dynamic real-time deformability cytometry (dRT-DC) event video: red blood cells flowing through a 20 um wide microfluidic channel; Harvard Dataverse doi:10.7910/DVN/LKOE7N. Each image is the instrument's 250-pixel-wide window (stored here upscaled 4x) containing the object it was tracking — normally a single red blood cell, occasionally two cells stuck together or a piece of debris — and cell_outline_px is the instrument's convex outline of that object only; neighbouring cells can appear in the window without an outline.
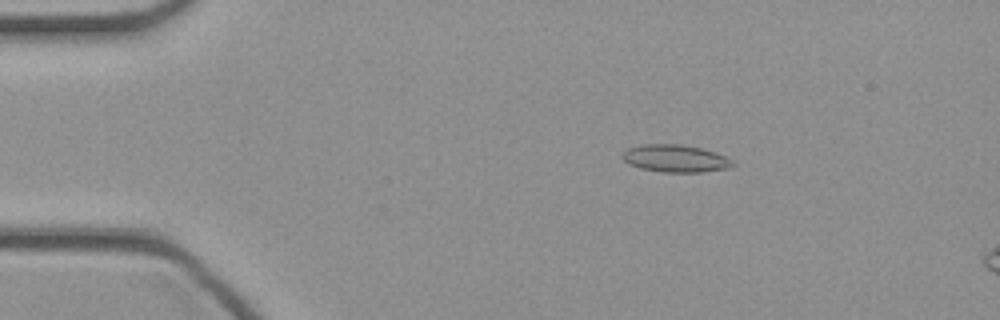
{"species": "common noctule bat (a hibernating species)", "species_latin": "Nyctalus noctula", "temperature_condition": "cold", "stored_images_in_passage": 6, "camera_frame_rate_fps": 3000, "um_per_image_px": 0.085, "animal": {"sex": "female", "body_mass_g": 21.9}, "frame": {"image": 1, "passage_image": 1, "time_ms": 0.0, "image_size_px": [1000, 320], "cell_outline_px": [[736, 164], [728, 168], [700, 172], [664, 172], [640, 168], [628, 164], [620, 156], [620, 152], [628, 148], [644, 144], [680, 144], [700, 148], [716, 152], [732, 160]], "centroid_in_image_um": [57.37, 13.46], "position_along_channel_um": 27.6, "area_um2": 17.69}}